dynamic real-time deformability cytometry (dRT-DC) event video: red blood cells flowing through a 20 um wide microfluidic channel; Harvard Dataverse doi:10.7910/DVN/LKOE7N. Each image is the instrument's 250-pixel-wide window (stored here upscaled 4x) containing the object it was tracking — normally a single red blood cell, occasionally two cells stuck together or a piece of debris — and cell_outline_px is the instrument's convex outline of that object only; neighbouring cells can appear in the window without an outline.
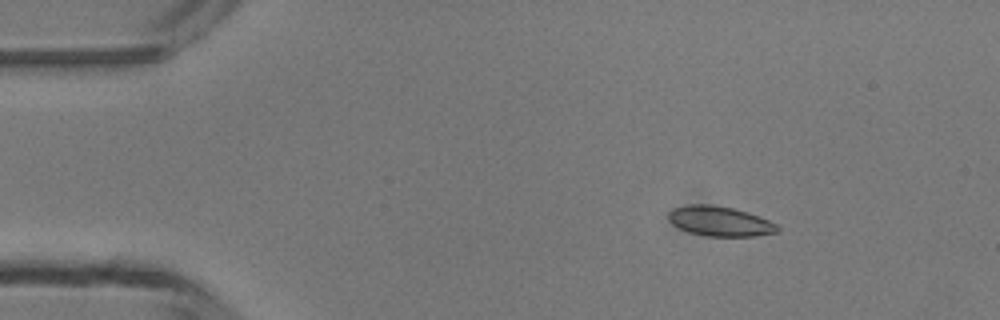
{"species": "common noctule bat (a hibernating species)", "species_latin": "Nyctalus noctula", "temperature_condition": "room temperature", "stored_images_in_passage": 5, "segment_of_instrument_passage": [1, 2], "camera_frame_rate_fps": 3000, "um_per_image_px": 0.085, "animal": {"sex": "male", "body_mass_g": 13.3}, "frame": {"image": 1, "passage_image": 2, "time_ms": 1.333, "image_size_px": [1000, 320], "cell_outline_px": [[780, 232], [752, 236], [708, 236], [688, 232], [672, 224], [668, 220], [668, 212], [672, 208], [692, 204], [708, 204], [732, 208], [748, 212], [768, 220], [776, 224], [780, 228]], "centroid_in_image_um": [61.18, 18.8], "position_along_channel_um": 23.8, "area_um2": 18.96}}